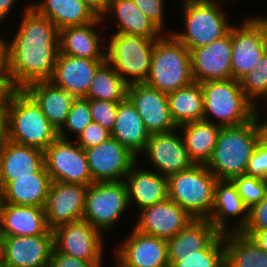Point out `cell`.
Masks as SVG:
<instances>
[{
    "instance_id": "29",
    "label": "cell",
    "mask_w": 267,
    "mask_h": 267,
    "mask_svg": "<svg viewBox=\"0 0 267 267\" xmlns=\"http://www.w3.org/2000/svg\"><path fill=\"white\" fill-rule=\"evenodd\" d=\"M111 137L118 140L137 157L140 152H144L146 149L150 133L127 97L118 103L116 121L111 131Z\"/></svg>"
},
{
    "instance_id": "21",
    "label": "cell",
    "mask_w": 267,
    "mask_h": 267,
    "mask_svg": "<svg viewBox=\"0 0 267 267\" xmlns=\"http://www.w3.org/2000/svg\"><path fill=\"white\" fill-rule=\"evenodd\" d=\"M106 60L64 55L59 52L54 72L49 80L75 98L85 97L97 68Z\"/></svg>"
},
{
    "instance_id": "45",
    "label": "cell",
    "mask_w": 267,
    "mask_h": 267,
    "mask_svg": "<svg viewBox=\"0 0 267 267\" xmlns=\"http://www.w3.org/2000/svg\"><path fill=\"white\" fill-rule=\"evenodd\" d=\"M136 6L148 17L161 31H163V4L164 0H132Z\"/></svg>"
},
{
    "instance_id": "55",
    "label": "cell",
    "mask_w": 267,
    "mask_h": 267,
    "mask_svg": "<svg viewBox=\"0 0 267 267\" xmlns=\"http://www.w3.org/2000/svg\"><path fill=\"white\" fill-rule=\"evenodd\" d=\"M258 19L264 24L265 28H266V31H267V17L266 18H259Z\"/></svg>"
},
{
    "instance_id": "49",
    "label": "cell",
    "mask_w": 267,
    "mask_h": 267,
    "mask_svg": "<svg viewBox=\"0 0 267 267\" xmlns=\"http://www.w3.org/2000/svg\"><path fill=\"white\" fill-rule=\"evenodd\" d=\"M98 16L105 15L113 0H83Z\"/></svg>"
},
{
    "instance_id": "52",
    "label": "cell",
    "mask_w": 267,
    "mask_h": 267,
    "mask_svg": "<svg viewBox=\"0 0 267 267\" xmlns=\"http://www.w3.org/2000/svg\"><path fill=\"white\" fill-rule=\"evenodd\" d=\"M261 139L267 144V121L259 124Z\"/></svg>"
},
{
    "instance_id": "19",
    "label": "cell",
    "mask_w": 267,
    "mask_h": 267,
    "mask_svg": "<svg viewBox=\"0 0 267 267\" xmlns=\"http://www.w3.org/2000/svg\"><path fill=\"white\" fill-rule=\"evenodd\" d=\"M135 229L144 234L169 240L193 217L170 198L141 210Z\"/></svg>"
},
{
    "instance_id": "31",
    "label": "cell",
    "mask_w": 267,
    "mask_h": 267,
    "mask_svg": "<svg viewBox=\"0 0 267 267\" xmlns=\"http://www.w3.org/2000/svg\"><path fill=\"white\" fill-rule=\"evenodd\" d=\"M220 232L208 219H192L174 237L167 240L168 256L199 254Z\"/></svg>"
},
{
    "instance_id": "27",
    "label": "cell",
    "mask_w": 267,
    "mask_h": 267,
    "mask_svg": "<svg viewBox=\"0 0 267 267\" xmlns=\"http://www.w3.org/2000/svg\"><path fill=\"white\" fill-rule=\"evenodd\" d=\"M125 177L128 204L135 200L142 210L168 198V178L160 173L139 169L136 163Z\"/></svg>"
},
{
    "instance_id": "58",
    "label": "cell",
    "mask_w": 267,
    "mask_h": 267,
    "mask_svg": "<svg viewBox=\"0 0 267 267\" xmlns=\"http://www.w3.org/2000/svg\"><path fill=\"white\" fill-rule=\"evenodd\" d=\"M202 1H211V0H202ZM224 1L226 2L227 0H223V2H224ZM228 1H229V0H228Z\"/></svg>"
},
{
    "instance_id": "24",
    "label": "cell",
    "mask_w": 267,
    "mask_h": 267,
    "mask_svg": "<svg viewBox=\"0 0 267 267\" xmlns=\"http://www.w3.org/2000/svg\"><path fill=\"white\" fill-rule=\"evenodd\" d=\"M243 214L238 227L232 232H241L249 220V208L244 204L232 180L218 179L215 185L214 206L207 218L220 233H228L227 216ZM226 228V229H225Z\"/></svg>"
},
{
    "instance_id": "14",
    "label": "cell",
    "mask_w": 267,
    "mask_h": 267,
    "mask_svg": "<svg viewBox=\"0 0 267 267\" xmlns=\"http://www.w3.org/2000/svg\"><path fill=\"white\" fill-rule=\"evenodd\" d=\"M127 98L134 105L150 135L178 129L172 121L166 93L145 82L132 83L127 86Z\"/></svg>"
},
{
    "instance_id": "6",
    "label": "cell",
    "mask_w": 267,
    "mask_h": 267,
    "mask_svg": "<svg viewBox=\"0 0 267 267\" xmlns=\"http://www.w3.org/2000/svg\"><path fill=\"white\" fill-rule=\"evenodd\" d=\"M217 180L206 164H193L168 177V198L194 219H207L214 206Z\"/></svg>"
},
{
    "instance_id": "47",
    "label": "cell",
    "mask_w": 267,
    "mask_h": 267,
    "mask_svg": "<svg viewBox=\"0 0 267 267\" xmlns=\"http://www.w3.org/2000/svg\"><path fill=\"white\" fill-rule=\"evenodd\" d=\"M16 90L11 76H0V116L4 117L10 99Z\"/></svg>"
},
{
    "instance_id": "11",
    "label": "cell",
    "mask_w": 267,
    "mask_h": 267,
    "mask_svg": "<svg viewBox=\"0 0 267 267\" xmlns=\"http://www.w3.org/2000/svg\"><path fill=\"white\" fill-rule=\"evenodd\" d=\"M267 52V31L258 17L246 19L243 26H232L231 70L234 80H240L255 69Z\"/></svg>"
},
{
    "instance_id": "2",
    "label": "cell",
    "mask_w": 267,
    "mask_h": 267,
    "mask_svg": "<svg viewBox=\"0 0 267 267\" xmlns=\"http://www.w3.org/2000/svg\"><path fill=\"white\" fill-rule=\"evenodd\" d=\"M58 137L36 101L24 89H17L4 114V138L45 151Z\"/></svg>"
},
{
    "instance_id": "53",
    "label": "cell",
    "mask_w": 267,
    "mask_h": 267,
    "mask_svg": "<svg viewBox=\"0 0 267 267\" xmlns=\"http://www.w3.org/2000/svg\"><path fill=\"white\" fill-rule=\"evenodd\" d=\"M4 138V117L0 116V145Z\"/></svg>"
},
{
    "instance_id": "33",
    "label": "cell",
    "mask_w": 267,
    "mask_h": 267,
    "mask_svg": "<svg viewBox=\"0 0 267 267\" xmlns=\"http://www.w3.org/2000/svg\"><path fill=\"white\" fill-rule=\"evenodd\" d=\"M116 14L119 31L135 36L159 39L162 31L136 6L132 0H113L106 10ZM161 33V34H160Z\"/></svg>"
},
{
    "instance_id": "30",
    "label": "cell",
    "mask_w": 267,
    "mask_h": 267,
    "mask_svg": "<svg viewBox=\"0 0 267 267\" xmlns=\"http://www.w3.org/2000/svg\"><path fill=\"white\" fill-rule=\"evenodd\" d=\"M37 4L29 6L50 19L59 30L67 26L85 25L99 17L83 0H43Z\"/></svg>"
},
{
    "instance_id": "10",
    "label": "cell",
    "mask_w": 267,
    "mask_h": 267,
    "mask_svg": "<svg viewBox=\"0 0 267 267\" xmlns=\"http://www.w3.org/2000/svg\"><path fill=\"white\" fill-rule=\"evenodd\" d=\"M58 137L44 151V163L51 181L81 184L93 183L85 151L74 141Z\"/></svg>"
},
{
    "instance_id": "50",
    "label": "cell",
    "mask_w": 267,
    "mask_h": 267,
    "mask_svg": "<svg viewBox=\"0 0 267 267\" xmlns=\"http://www.w3.org/2000/svg\"><path fill=\"white\" fill-rule=\"evenodd\" d=\"M250 238L264 251L267 252V229L254 232Z\"/></svg>"
},
{
    "instance_id": "17",
    "label": "cell",
    "mask_w": 267,
    "mask_h": 267,
    "mask_svg": "<svg viewBox=\"0 0 267 267\" xmlns=\"http://www.w3.org/2000/svg\"><path fill=\"white\" fill-rule=\"evenodd\" d=\"M86 185L52 181L44 206L50 230L57 226L83 220Z\"/></svg>"
},
{
    "instance_id": "32",
    "label": "cell",
    "mask_w": 267,
    "mask_h": 267,
    "mask_svg": "<svg viewBox=\"0 0 267 267\" xmlns=\"http://www.w3.org/2000/svg\"><path fill=\"white\" fill-rule=\"evenodd\" d=\"M183 130V141L194 164H207L211 159L221 126L214 121H195L178 126Z\"/></svg>"
},
{
    "instance_id": "22",
    "label": "cell",
    "mask_w": 267,
    "mask_h": 267,
    "mask_svg": "<svg viewBox=\"0 0 267 267\" xmlns=\"http://www.w3.org/2000/svg\"><path fill=\"white\" fill-rule=\"evenodd\" d=\"M44 166V151L3 138L0 145L1 190L15 177H32Z\"/></svg>"
},
{
    "instance_id": "4",
    "label": "cell",
    "mask_w": 267,
    "mask_h": 267,
    "mask_svg": "<svg viewBox=\"0 0 267 267\" xmlns=\"http://www.w3.org/2000/svg\"><path fill=\"white\" fill-rule=\"evenodd\" d=\"M161 35L152 52L150 73L145 83L163 93H171L194 82L190 50L172 34Z\"/></svg>"
},
{
    "instance_id": "25",
    "label": "cell",
    "mask_w": 267,
    "mask_h": 267,
    "mask_svg": "<svg viewBox=\"0 0 267 267\" xmlns=\"http://www.w3.org/2000/svg\"><path fill=\"white\" fill-rule=\"evenodd\" d=\"M99 16L94 22L85 25L67 26L59 30L60 53L91 60H106V49L100 46V38L93 27L102 20Z\"/></svg>"
},
{
    "instance_id": "5",
    "label": "cell",
    "mask_w": 267,
    "mask_h": 267,
    "mask_svg": "<svg viewBox=\"0 0 267 267\" xmlns=\"http://www.w3.org/2000/svg\"><path fill=\"white\" fill-rule=\"evenodd\" d=\"M201 88L205 121L209 122L211 114L221 127L238 126L257 114L259 108L246 97L238 80L206 81L201 83Z\"/></svg>"
},
{
    "instance_id": "7",
    "label": "cell",
    "mask_w": 267,
    "mask_h": 267,
    "mask_svg": "<svg viewBox=\"0 0 267 267\" xmlns=\"http://www.w3.org/2000/svg\"><path fill=\"white\" fill-rule=\"evenodd\" d=\"M157 39L135 36L126 33H115L106 46V61L129 85L143 83L147 80L152 52ZM129 75L133 77L131 80Z\"/></svg>"
},
{
    "instance_id": "41",
    "label": "cell",
    "mask_w": 267,
    "mask_h": 267,
    "mask_svg": "<svg viewBox=\"0 0 267 267\" xmlns=\"http://www.w3.org/2000/svg\"><path fill=\"white\" fill-rule=\"evenodd\" d=\"M119 102L89 99L92 121L99 123L110 132L116 121Z\"/></svg>"
},
{
    "instance_id": "3",
    "label": "cell",
    "mask_w": 267,
    "mask_h": 267,
    "mask_svg": "<svg viewBox=\"0 0 267 267\" xmlns=\"http://www.w3.org/2000/svg\"><path fill=\"white\" fill-rule=\"evenodd\" d=\"M258 113L259 110L247 123L221 127L212 157L206 164L217 179L231 180L245 174L248 161L261 139Z\"/></svg>"
},
{
    "instance_id": "26",
    "label": "cell",
    "mask_w": 267,
    "mask_h": 267,
    "mask_svg": "<svg viewBox=\"0 0 267 267\" xmlns=\"http://www.w3.org/2000/svg\"><path fill=\"white\" fill-rule=\"evenodd\" d=\"M24 90L36 101L48 121L59 132L66 122L75 97L50 81L30 83Z\"/></svg>"
},
{
    "instance_id": "20",
    "label": "cell",
    "mask_w": 267,
    "mask_h": 267,
    "mask_svg": "<svg viewBox=\"0 0 267 267\" xmlns=\"http://www.w3.org/2000/svg\"><path fill=\"white\" fill-rule=\"evenodd\" d=\"M144 151L158 173L161 172L160 174L167 178L194 164L185 148L183 138L175 134L174 130L151 134Z\"/></svg>"
},
{
    "instance_id": "38",
    "label": "cell",
    "mask_w": 267,
    "mask_h": 267,
    "mask_svg": "<svg viewBox=\"0 0 267 267\" xmlns=\"http://www.w3.org/2000/svg\"><path fill=\"white\" fill-rule=\"evenodd\" d=\"M239 83L246 97L257 108L255 98L265 97L267 99V52L261 57L257 67L242 77Z\"/></svg>"
},
{
    "instance_id": "48",
    "label": "cell",
    "mask_w": 267,
    "mask_h": 267,
    "mask_svg": "<svg viewBox=\"0 0 267 267\" xmlns=\"http://www.w3.org/2000/svg\"><path fill=\"white\" fill-rule=\"evenodd\" d=\"M0 76H11L9 71V43L0 37Z\"/></svg>"
},
{
    "instance_id": "46",
    "label": "cell",
    "mask_w": 267,
    "mask_h": 267,
    "mask_svg": "<svg viewBox=\"0 0 267 267\" xmlns=\"http://www.w3.org/2000/svg\"><path fill=\"white\" fill-rule=\"evenodd\" d=\"M101 265V262L78 259L58 252L53 248L49 267H100Z\"/></svg>"
},
{
    "instance_id": "36",
    "label": "cell",
    "mask_w": 267,
    "mask_h": 267,
    "mask_svg": "<svg viewBox=\"0 0 267 267\" xmlns=\"http://www.w3.org/2000/svg\"><path fill=\"white\" fill-rule=\"evenodd\" d=\"M128 84L107 61L96 70L86 99L121 102L127 97Z\"/></svg>"
},
{
    "instance_id": "39",
    "label": "cell",
    "mask_w": 267,
    "mask_h": 267,
    "mask_svg": "<svg viewBox=\"0 0 267 267\" xmlns=\"http://www.w3.org/2000/svg\"><path fill=\"white\" fill-rule=\"evenodd\" d=\"M231 180L249 209L259 203L267 193V179L244 174L233 177Z\"/></svg>"
},
{
    "instance_id": "43",
    "label": "cell",
    "mask_w": 267,
    "mask_h": 267,
    "mask_svg": "<svg viewBox=\"0 0 267 267\" xmlns=\"http://www.w3.org/2000/svg\"><path fill=\"white\" fill-rule=\"evenodd\" d=\"M111 137V132L92 121L78 136L77 144L83 149L95 147Z\"/></svg>"
},
{
    "instance_id": "16",
    "label": "cell",
    "mask_w": 267,
    "mask_h": 267,
    "mask_svg": "<svg viewBox=\"0 0 267 267\" xmlns=\"http://www.w3.org/2000/svg\"><path fill=\"white\" fill-rule=\"evenodd\" d=\"M54 235L2 236L3 267H49Z\"/></svg>"
},
{
    "instance_id": "57",
    "label": "cell",
    "mask_w": 267,
    "mask_h": 267,
    "mask_svg": "<svg viewBox=\"0 0 267 267\" xmlns=\"http://www.w3.org/2000/svg\"><path fill=\"white\" fill-rule=\"evenodd\" d=\"M0 267H3L2 266V259H1V253H0Z\"/></svg>"
},
{
    "instance_id": "12",
    "label": "cell",
    "mask_w": 267,
    "mask_h": 267,
    "mask_svg": "<svg viewBox=\"0 0 267 267\" xmlns=\"http://www.w3.org/2000/svg\"><path fill=\"white\" fill-rule=\"evenodd\" d=\"M84 151L93 183L122 181L138 161L135 154L113 137Z\"/></svg>"
},
{
    "instance_id": "40",
    "label": "cell",
    "mask_w": 267,
    "mask_h": 267,
    "mask_svg": "<svg viewBox=\"0 0 267 267\" xmlns=\"http://www.w3.org/2000/svg\"><path fill=\"white\" fill-rule=\"evenodd\" d=\"M91 122L89 99L84 97L75 98L71 104L66 122L58 132V136L67 139L66 132H64L65 128L78 136Z\"/></svg>"
},
{
    "instance_id": "56",
    "label": "cell",
    "mask_w": 267,
    "mask_h": 267,
    "mask_svg": "<svg viewBox=\"0 0 267 267\" xmlns=\"http://www.w3.org/2000/svg\"><path fill=\"white\" fill-rule=\"evenodd\" d=\"M2 252V233H1V226H0V253Z\"/></svg>"
},
{
    "instance_id": "51",
    "label": "cell",
    "mask_w": 267,
    "mask_h": 267,
    "mask_svg": "<svg viewBox=\"0 0 267 267\" xmlns=\"http://www.w3.org/2000/svg\"><path fill=\"white\" fill-rule=\"evenodd\" d=\"M16 0H0V22L9 14Z\"/></svg>"
},
{
    "instance_id": "9",
    "label": "cell",
    "mask_w": 267,
    "mask_h": 267,
    "mask_svg": "<svg viewBox=\"0 0 267 267\" xmlns=\"http://www.w3.org/2000/svg\"><path fill=\"white\" fill-rule=\"evenodd\" d=\"M128 206L124 180L92 183L87 187L83 220L100 231L109 230Z\"/></svg>"
},
{
    "instance_id": "28",
    "label": "cell",
    "mask_w": 267,
    "mask_h": 267,
    "mask_svg": "<svg viewBox=\"0 0 267 267\" xmlns=\"http://www.w3.org/2000/svg\"><path fill=\"white\" fill-rule=\"evenodd\" d=\"M51 182L45 166L32 177H15L1 190V203L44 207Z\"/></svg>"
},
{
    "instance_id": "18",
    "label": "cell",
    "mask_w": 267,
    "mask_h": 267,
    "mask_svg": "<svg viewBox=\"0 0 267 267\" xmlns=\"http://www.w3.org/2000/svg\"><path fill=\"white\" fill-rule=\"evenodd\" d=\"M115 251L121 267H169L167 240L144 234L135 228Z\"/></svg>"
},
{
    "instance_id": "15",
    "label": "cell",
    "mask_w": 267,
    "mask_h": 267,
    "mask_svg": "<svg viewBox=\"0 0 267 267\" xmlns=\"http://www.w3.org/2000/svg\"><path fill=\"white\" fill-rule=\"evenodd\" d=\"M191 69L194 82L233 79L232 27L230 32L212 43L190 50Z\"/></svg>"
},
{
    "instance_id": "34",
    "label": "cell",
    "mask_w": 267,
    "mask_h": 267,
    "mask_svg": "<svg viewBox=\"0 0 267 267\" xmlns=\"http://www.w3.org/2000/svg\"><path fill=\"white\" fill-rule=\"evenodd\" d=\"M170 115L178 127L188 122L203 120V91L201 83L193 82L187 87L168 93Z\"/></svg>"
},
{
    "instance_id": "1",
    "label": "cell",
    "mask_w": 267,
    "mask_h": 267,
    "mask_svg": "<svg viewBox=\"0 0 267 267\" xmlns=\"http://www.w3.org/2000/svg\"><path fill=\"white\" fill-rule=\"evenodd\" d=\"M20 27L9 43V71L17 89L53 75L59 48V29L47 17L27 6Z\"/></svg>"
},
{
    "instance_id": "23",
    "label": "cell",
    "mask_w": 267,
    "mask_h": 267,
    "mask_svg": "<svg viewBox=\"0 0 267 267\" xmlns=\"http://www.w3.org/2000/svg\"><path fill=\"white\" fill-rule=\"evenodd\" d=\"M2 236H36L53 234L47 222L44 207L0 203Z\"/></svg>"
},
{
    "instance_id": "13",
    "label": "cell",
    "mask_w": 267,
    "mask_h": 267,
    "mask_svg": "<svg viewBox=\"0 0 267 267\" xmlns=\"http://www.w3.org/2000/svg\"><path fill=\"white\" fill-rule=\"evenodd\" d=\"M54 248L78 259L102 262V231L85 220L71 222L53 229Z\"/></svg>"
},
{
    "instance_id": "35",
    "label": "cell",
    "mask_w": 267,
    "mask_h": 267,
    "mask_svg": "<svg viewBox=\"0 0 267 267\" xmlns=\"http://www.w3.org/2000/svg\"><path fill=\"white\" fill-rule=\"evenodd\" d=\"M224 247L229 267H267V252L241 232L224 233Z\"/></svg>"
},
{
    "instance_id": "44",
    "label": "cell",
    "mask_w": 267,
    "mask_h": 267,
    "mask_svg": "<svg viewBox=\"0 0 267 267\" xmlns=\"http://www.w3.org/2000/svg\"><path fill=\"white\" fill-rule=\"evenodd\" d=\"M245 174L267 179V144L262 139L257 143L248 161Z\"/></svg>"
},
{
    "instance_id": "8",
    "label": "cell",
    "mask_w": 267,
    "mask_h": 267,
    "mask_svg": "<svg viewBox=\"0 0 267 267\" xmlns=\"http://www.w3.org/2000/svg\"><path fill=\"white\" fill-rule=\"evenodd\" d=\"M184 33H171L189 50L206 46L230 32V26L214 1L183 0Z\"/></svg>"
},
{
    "instance_id": "42",
    "label": "cell",
    "mask_w": 267,
    "mask_h": 267,
    "mask_svg": "<svg viewBox=\"0 0 267 267\" xmlns=\"http://www.w3.org/2000/svg\"><path fill=\"white\" fill-rule=\"evenodd\" d=\"M267 229V193L265 197L249 209V220L241 233L250 237L254 232Z\"/></svg>"
},
{
    "instance_id": "54",
    "label": "cell",
    "mask_w": 267,
    "mask_h": 267,
    "mask_svg": "<svg viewBox=\"0 0 267 267\" xmlns=\"http://www.w3.org/2000/svg\"><path fill=\"white\" fill-rule=\"evenodd\" d=\"M217 267H229L227 260L224 259Z\"/></svg>"
},
{
    "instance_id": "37",
    "label": "cell",
    "mask_w": 267,
    "mask_h": 267,
    "mask_svg": "<svg viewBox=\"0 0 267 267\" xmlns=\"http://www.w3.org/2000/svg\"><path fill=\"white\" fill-rule=\"evenodd\" d=\"M224 259V234L219 233L199 254L168 256V263L169 267H217Z\"/></svg>"
}]
</instances>
